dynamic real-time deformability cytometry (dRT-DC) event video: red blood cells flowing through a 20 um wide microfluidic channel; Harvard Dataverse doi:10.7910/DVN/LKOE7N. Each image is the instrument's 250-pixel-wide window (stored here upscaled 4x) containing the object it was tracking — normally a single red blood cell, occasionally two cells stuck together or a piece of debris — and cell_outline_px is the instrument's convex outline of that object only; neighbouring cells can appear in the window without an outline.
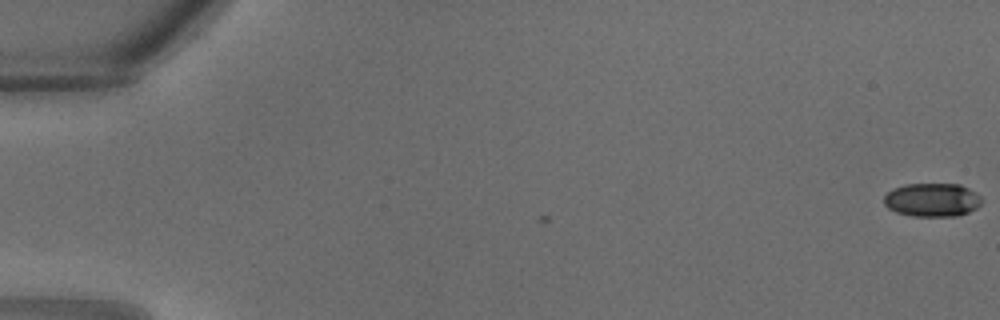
{"species": "common noctule bat (a hibernating species)", "species_latin": "Nyctalus noctula", "temperature_condition": "warm", "stored_images_in_passage": 33, "camera_frame_rate_fps": 3000, "um_per_image_px": 0.085, "animal": {"sex": "male", "body_mass_g": 18.8}, "frame": {"image": 1, "passage_image": 1, "time_ms": 0.0, "image_size_px": [1000, 320], "cell_outline_px": [[984, 200], [976, 208], [968, 212], [956, 216], [912, 216], [896, 212], [888, 208], [884, 204], [884, 196], [892, 188], [904, 184], [960, 184], [976, 192]], "centroid_in_image_um": [79.23, 16.98], "position_along_channel_um": 5.8, "area_um2": 19.25}}
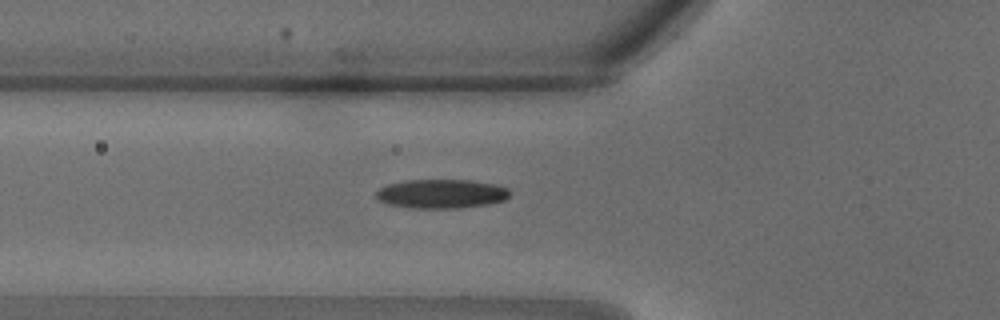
{"frame": {"image": 2, "passage_image": 13, "time_ms": 4.0, "image_size_px": [1000, 320], "cell_outline_px": [[512, 192], [504, 200], [488, 204], [460, 208], [408, 208], [388, 204], [380, 200], [376, 196], [376, 192], [380, 188], [388, 184], [404, 180], [472, 180], [492, 184], [508, 188]], "centroid_in_image_um": [37.52, 16.47], "position_along_channel_um": 88.3, "area_um2": 22.66}}
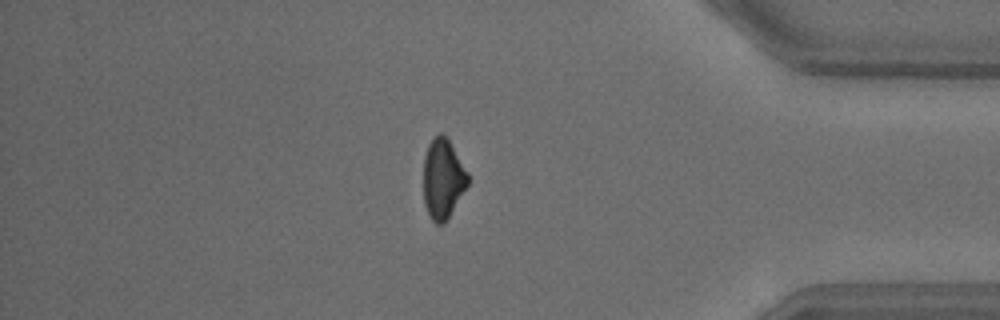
{"frame": {"image": 3, "passage_image": 29, "time_ms": 9.333, "image_size_px": [1000, 320], "cell_outline_px": [[468, 184], [448, 216], [440, 224], [436, 224], [428, 216], [424, 204], [424, 156], [428, 144], [432, 136], [440, 132], [448, 140], [468, 172]], "centroid_in_image_um": [37.61, 15.16], "position_along_channel_um": 397.6, "area_um2": 20.35}}